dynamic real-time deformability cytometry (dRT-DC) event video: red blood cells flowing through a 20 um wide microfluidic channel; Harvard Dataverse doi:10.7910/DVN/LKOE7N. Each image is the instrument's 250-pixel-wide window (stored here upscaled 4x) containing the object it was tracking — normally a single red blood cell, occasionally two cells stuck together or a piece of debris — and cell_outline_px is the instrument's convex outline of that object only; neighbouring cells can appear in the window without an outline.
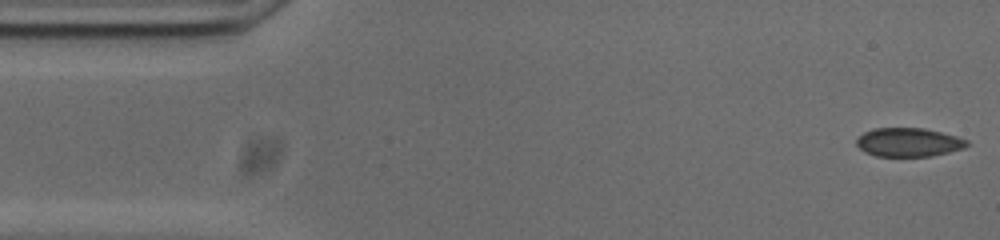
{"species": "common noctule bat (a hibernating species)", "species_latin": "Nyctalus noctula", "temperature_condition": "cold", "stored_images_in_passage": 45, "camera_frame_rate_fps": 3000, "um_per_image_px": 0.085, "animal": {"sex": "male", "body_mass_g": 20.0, "forearm_length_mm": 53.3}, "frame": {"image": 1, "passage_image": 1, "time_ms": 0.0, "image_size_px": [1000, 240], "cell_outline_px": [[968, 144], [964, 148], [932, 156], [876, 156], [864, 152], [856, 144], [856, 140], [864, 132], [872, 128], [924, 128], [956, 136], [968, 140]], "centroid_in_image_um": [77.21, 12.09], "position_along_channel_um": 7.8, "area_um2": 18.44}}
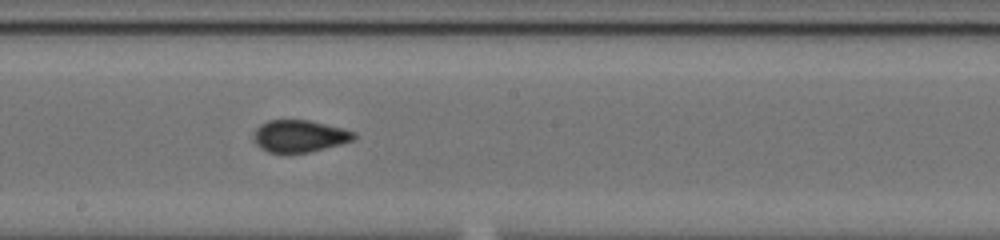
{"frame": {"image": 2, "passage_image": 27, "time_ms": 8.667, "image_size_px": [1000, 240], "cell_outline_px": [[356, 136], [352, 140], [340, 144], [308, 152], [268, 152], [260, 148], [252, 140], [252, 132], [260, 124], [268, 120], [308, 120], [344, 128], [356, 132]], "centroid_in_image_um": [25.41, 11.55], "position_along_channel_um": 222.8, "area_um2": 18.79}}
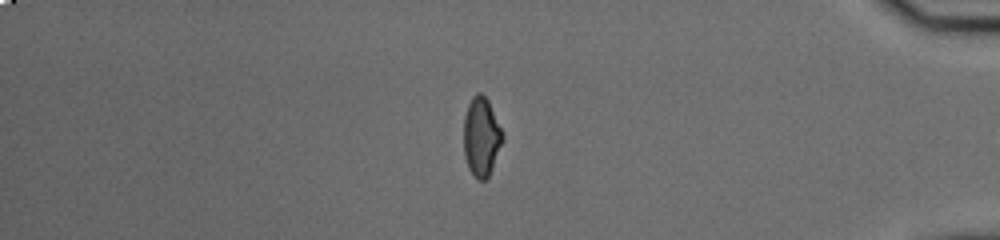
{"frame": {"image": 3, "passage_image": 44, "time_ms": 14.333, "image_size_px": [1000, 240], "cell_outline_px": [[504, 140], [492, 168], [488, 176], [484, 180], [476, 180], [472, 176], [468, 168], [464, 156], [464, 116], [468, 104], [472, 96], [476, 92], [480, 92], [488, 100], [504, 132]], "centroid_in_image_um": [40.92, 11.63], "position_along_channel_um": 394.3, "area_um2": 18.26}, "authors_computed_cell_mechanics": {"area_um2": 18.6116, "velocity_mm_per_s": 3.7533, "shape_relaxation_time_tau1_ms": null, "shape_relaxation_time_tau2_ms": 1.1479, "deformation_change_tau1": null, "deformation_change_tau2": 0.0492}}